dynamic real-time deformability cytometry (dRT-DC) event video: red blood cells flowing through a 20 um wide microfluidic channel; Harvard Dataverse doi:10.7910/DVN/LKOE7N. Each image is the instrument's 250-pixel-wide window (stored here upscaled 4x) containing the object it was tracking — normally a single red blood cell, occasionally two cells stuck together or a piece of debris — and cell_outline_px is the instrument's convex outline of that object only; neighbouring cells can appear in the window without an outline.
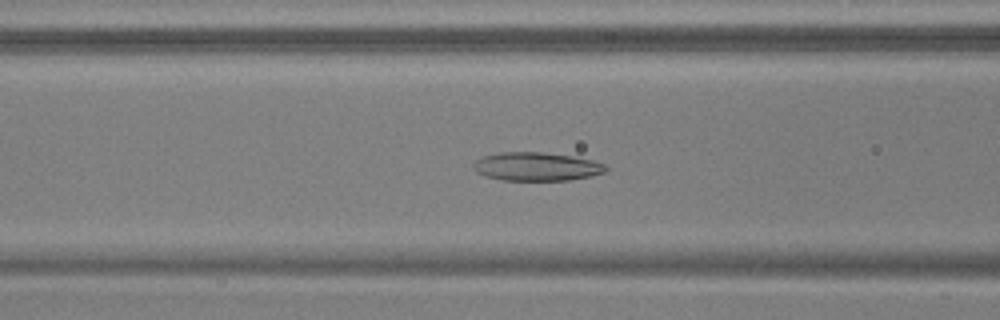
{"species": "common noctule bat (a hibernating species)", "species_latin": "Nyctalus noctula", "temperature_condition": "warm", "stored_images_in_passage": 54, "camera_frame_rate_fps": 3000, "um_per_image_px": 0.085, "animal": {"sex": "male", "body_mass_g": 17.9, "forearm_length_mm": 54.2}, "frame": {"image": 1, "passage_image": 22, "time_ms": 7.0, "image_size_px": [1000, 320], "cell_outline_px": [[608, 168], [604, 172], [588, 176], [568, 180], [500, 180], [476, 172], [472, 168], [472, 164], [476, 160], [484, 156], [500, 152], [544, 152], [592, 160], [604, 164]], "centroid_in_image_um": [45.56, 14.15], "position_along_channel_um": 121.0, "area_um2": 21.73}}
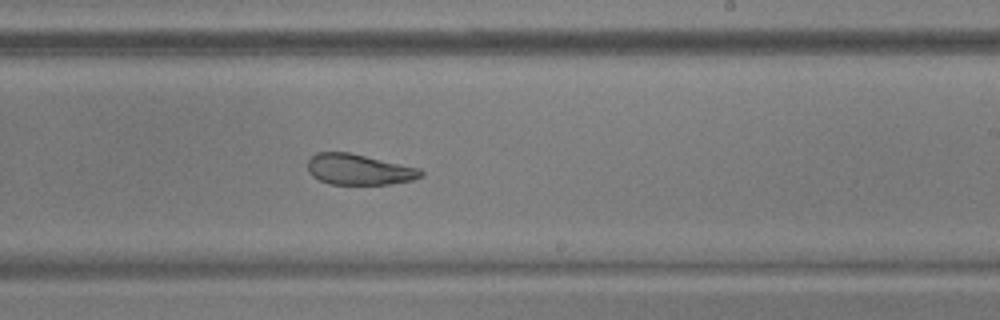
{"frame": {"image": 2, "passage_image": 33, "time_ms": 10.667, "image_size_px": [1000, 320], "cell_outline_px": [[424, 176], [412, 180], [392, 184], [328, 184], [312, 176], [308, 172], [308, 160], [316, 152], [348, 152], [420, 168], [424, 172]], "centroid_in_image_um": [30.52, 14.41], "position_along_channel_um": 258.5, "area_um2": 20.35}}
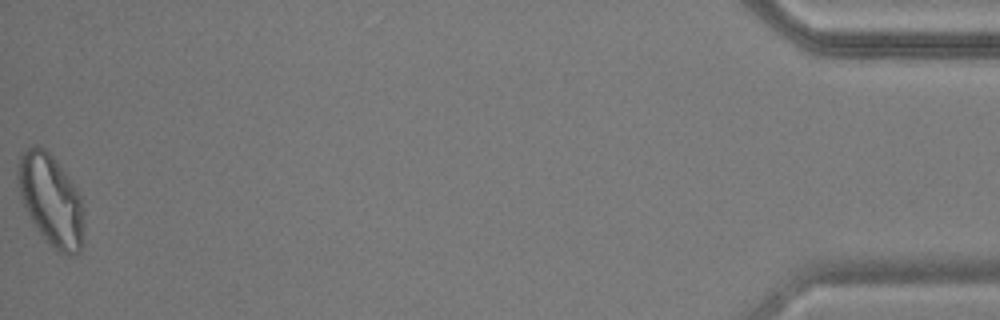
{"frame": {"image": 3, "passage_image": 54, "time_ms": 17.667, "image_size_px": [1000, 320], "cell_outline_px": [[84, 224], [80, 252], [72, 256], [56, 252], [48, 244], [32, 220], [20, 196], [16, 176], [16, 172], [20, 156], [32, 144], [36, 144], [44, 148], [52, 156], [80, 192], [84, 208]], "centroid_in_image_um": [4.35, 17.02], "position_along_channel_um": 430.8, "area_um2": 35.37}, "authors_computed_cell_mechanics": {"area_um2": 25.3164, "velocity_mm_per_s": 3.7507, "shape_relaxation_time_tau1_ms": null, "shape_relaxation_time_tau2_ms": 2.6373, "deformation_change_tau1": null, "deformation_change_tau2": 0.0883}}